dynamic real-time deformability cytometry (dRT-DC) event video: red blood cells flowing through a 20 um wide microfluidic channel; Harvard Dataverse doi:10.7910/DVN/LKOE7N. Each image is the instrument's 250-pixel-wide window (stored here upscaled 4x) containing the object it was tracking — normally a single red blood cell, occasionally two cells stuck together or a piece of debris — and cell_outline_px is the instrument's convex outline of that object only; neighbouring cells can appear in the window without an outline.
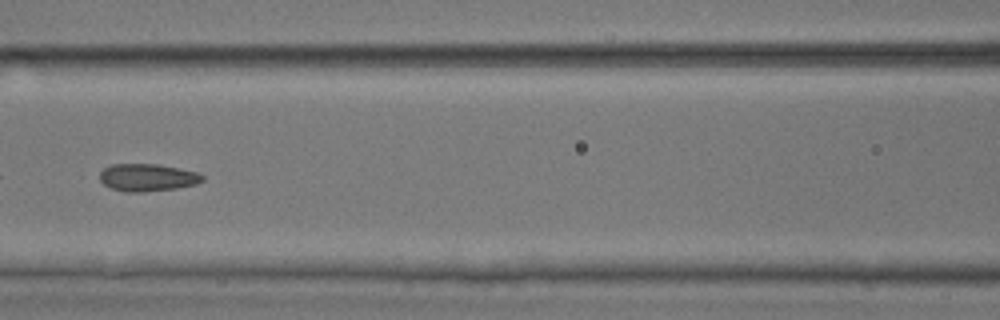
{"species": "common noctule bat (a hibernating species)", "species_latin": "Nyctalus noctula", "temperature_condition": "room temperature", "stored_images_in_passage": 40, "camera_frame_rate_fps": 3000, "um_per_image_px": 0.085, "animal": {"sex": "male", "body_mass_g": 17.9, "forearm_length_mm": 54.2}, "frame": {"image": 1, "passage_image": 12, "time_ms": 3.667, "image_size_px": [1000, 320], "cell_outline_px": [[204, 180], [196, 184], [176, 188], [144, 192], [124, 192], [112, 188], [104, 184], [100, 180], [100, 172], [104, 168], [112, 164], [160, 164], [180, 168], [196, 172], [204, 176]], "centroid_in_image_um": [12.54, 15.08], "position_along_channel_um": 154.1, "area_um2": 16.47}, "authors_computed_cell_mechanics": {"area_um2": 16.184, "velocity_mm_per_s": 3.8982, "shape_relaxation_time_tau1_ms": null, "shape_relaxation_time_tau2_ms": 1.7739, "deformation_change_tau1": null, "deformation_change_tau2": 0.091}}